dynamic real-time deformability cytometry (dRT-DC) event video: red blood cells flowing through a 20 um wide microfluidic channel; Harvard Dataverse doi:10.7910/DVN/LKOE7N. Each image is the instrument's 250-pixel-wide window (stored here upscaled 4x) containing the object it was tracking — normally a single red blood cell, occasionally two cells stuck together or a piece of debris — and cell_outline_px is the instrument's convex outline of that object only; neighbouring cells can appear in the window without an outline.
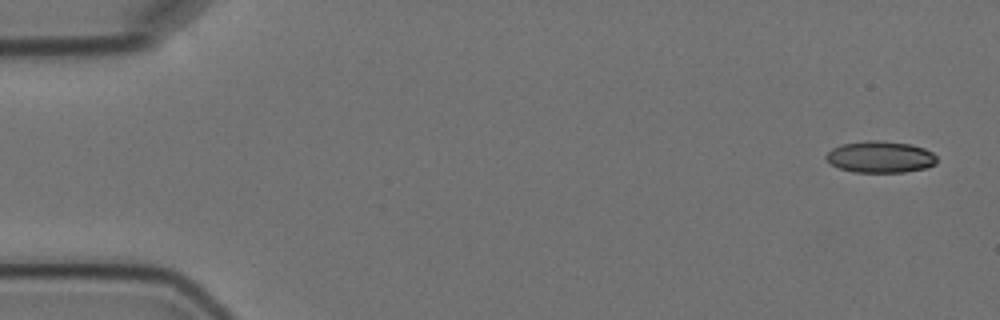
{"species": "Egyptian fruit bat (a non-hibernating species)", "species_latin": "Rousettus aegyptiacus", "temperature_condition": "cold", "stored_images_in_passage": 6, "segment_of_instrument_passage": [1, 2], "camera_frame_rate_fps": 3000, "um_per_image_px": 0.085, "animal": {"sex": "female"}, "frame": {"image": 1, "passage_image": 1, "time_ms": 0.0, "image_size_px": [1000, 320], "cell_outline_px": [[936, 164], [928, 168], [904, 172], [852, 172], [840, 168], [832, 164], [824, 156], [832, 148], [840, 144], [868, 140], [880, 140], [912, 144], [924, 148], [932, 152], [936, 156]], "centroid_in_image_um": [74.84, 13.33], "position_along_channel_um": 10.2, "area_um2": 20.58}}
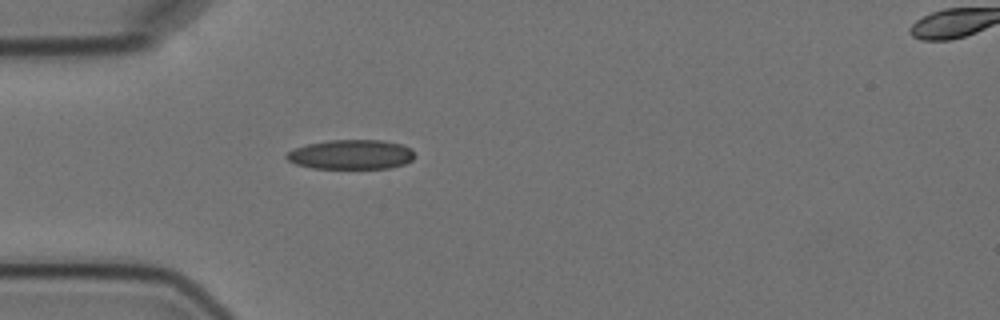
{"frame": {"image": 2, "passage_image": 5, "time_ms": 4.667, "image_size_px": [1000, 320], "cell_outline_px": [[412, 160], [404, 164], [388, 168], [312, 168], [296, 164], [288, 160], [284, 156], [292, 148], [308, 144], [328, 140], [380, 140], [400, 144], [412, 148]], "centroid_in_image_um": [29.8, 13.13], "position_along_channel_um": 55.2, "area_um2": 21.96}}